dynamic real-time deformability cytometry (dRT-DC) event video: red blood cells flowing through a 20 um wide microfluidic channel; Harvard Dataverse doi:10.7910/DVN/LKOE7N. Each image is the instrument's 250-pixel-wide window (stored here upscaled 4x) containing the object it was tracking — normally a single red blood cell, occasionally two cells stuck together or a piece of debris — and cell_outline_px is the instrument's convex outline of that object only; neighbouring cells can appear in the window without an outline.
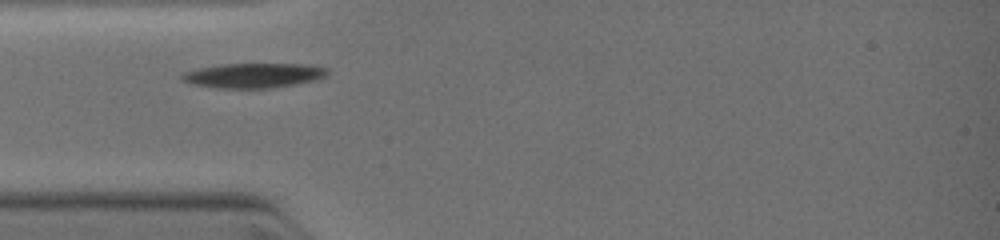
{"species": "common noctule bat (a hibernating species)", "species_latin": "Nyctalus noctula", "temperature_condition": "warm", "stored_images_in_passage": 3, "camera_frame_rate_fps": 3000, "um_per_image_px": 0.085, "animal": {"sex": "female", "body_mass_g": 19.0, "forearm_length_mm": 51.5}, "frame": {"image": 1, "passage_image": 2, "time_ms": 1.333, "image_size_px": [1000, 240], "cell_outline_px": [[328, 72], [324, 76], [312, 80], [272, 88], [216, 88], [196, 84], [184, 80], [180, 76], [184, 72], [200, 68], [224, 64], [308, 64], [328, 68]], "centroid_in_image_um": [21.56, 6.4], "position_along_channel_um": 63.4, "area_um2": 20.52}}